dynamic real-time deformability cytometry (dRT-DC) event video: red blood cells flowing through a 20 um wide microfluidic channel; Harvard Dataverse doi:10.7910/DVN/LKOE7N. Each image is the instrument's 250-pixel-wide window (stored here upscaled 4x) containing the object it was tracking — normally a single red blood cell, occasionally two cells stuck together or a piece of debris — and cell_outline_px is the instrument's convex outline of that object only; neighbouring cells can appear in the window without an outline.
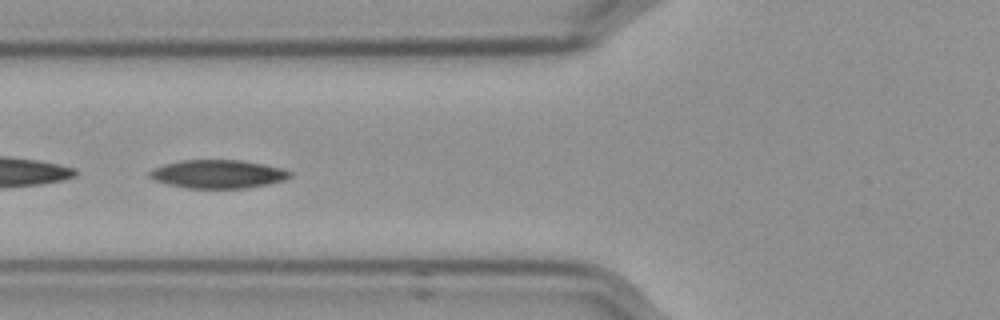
{"species": "Egyptian fruit bat (a non-hibernating species)", "species_latin": "Rousettus aegyptiacus", "temperature_condition": "cold", "stored_images_in_passage": 24, "camera_frame_rate_fps": 3000, "um_per_image_px": 0.085, "frame": {"image": 1, "passage_image": 4, "time_ms": 1.0, "image_size_px": [1000, 320], "cell_outline_px": [[292, 176], [284, 180], [268, 184], [248, 188], [184, 188], [152, 180], [148, 176], [148, 172], [152, 168], [164, 164], [180, 160], [240, 160], [264, 164], [280, 168], [292, 172]], "centroid_in_image_um": [18.48, 14.8], "position_along_channel_um": 107.3, "area_um2": 23.41}}